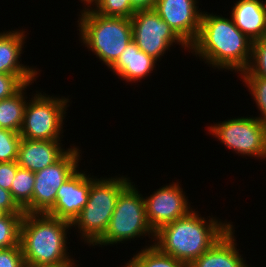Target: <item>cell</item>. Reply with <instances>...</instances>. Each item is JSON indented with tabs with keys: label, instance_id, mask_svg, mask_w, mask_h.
I'll use <instances>...</instances> for the list:
<instances>
[{
	"label": "cell",
	"instance_id": "d4e9b609",
	"mask_svg": "<svg viewBox=\"0 0 266 267\" xmlns=\"http://www.w3.org/2000/svg\"><path fill=\"white\" fill-rule=\"evenodd\" d=\"M245 87L249 89L250 94L254 98L258 110L261 115L258 118L260 121L266 123V78L260 76H241Z\"/></svg>",
	"mask_w": 266,
	"mask_h": 267
},
{
	"label": "cell",
	"instance_id": "2e32d148",
	"mask_svg": "<svg viewBox=\"0 0 266 267\" xmlns=\"http://www.w3.org/2000/svg\"><path fill=\"white\" fill-rule=\"evenodd\" d=\"M230 17L252 42L266 36V0H238Z\"/></svg>",
	"mask_w": 266,
	"mask_h": 267
},
{
	"label": "cell",
	"instance_id": "6da1fadb",
	"mask_svg": "<svg viewBox=\"0 0 266 267\" xmlns=\"http://www.w3.org/2000/svg\"><path fill=\"white\" fill-rule=\"evenodd\" d=\"M188 51L214 69L239 74L249 67L252 41L235 26L232 18L203 11L199 34Z\"/></svg>",
	"mask_w": 266,
	"mask_h": 267
},
{
	"label": "cell",
	"instance_id": "7402d4cb",
	"mask_svg": "<svg viewBox=\"0 0 266 267\" xmlns=\"http://www.w3.org/2000/svg\"><path fill=\"white\" fill-rule=\"evenodd\" d=\"M23 214H3L0 217V249L20 245V227Z\"/></svg>",
	"mask_w": 266,
	"mask_h": 267
},
{
	"label": "cell",
	"instance_id": "4316f807",
	"mask_svg": "<svg viewBox=\"0 0 266 267\" xmlns=\"http://www.w3.org/2000/svg\"><path fill=\"white\" fill-rule=\"evenodd\" d=\"M0 267H26L20 245L0 249Z\"/></svg>",
	"mask_w": 266,
	"mask_h": 267
},
{
	"label": "cell",
	"instance_id": "44dd1931",
	"mask_svg": "<svg viewBox=\"0 0 266 267\" xmlns=\"http://www.w3.org/2000/svg\"><path fill=\"white\" fill-rule=\"evenodd\" d=\"M126 264L129 267H188L186 263L162 253L153 244L136 252Z\"/></svg>",
	"mask_w": 266,
	"mask_h": 267
},
{
	"label": "cell",
	"instance_id": "cb8c5ba5",
	"mask_svg": "<svg viewBox=\"0 0 266 267\" xmlns=\"http://www.w3.org/2000/svg\"><path fill=\"white\" fill-rule=\"evenodd\" d=\"M239 75L266 78V37L252 42V57L249 67Z\"/></svg>",
	"mask_w": 266,
	"mask_h": 267
},
{
	"label": "cell",
	"instance_id": "9c48e42d",
	"mask_svg": "<svg viewBox=\"0 0 266 267\" xmlns=\"http://www.w3.org/2000/svg\"><path fill=\"white\" fill-rule=\"evenodd\" d=\"M130 19L133 41L154 59L159 61L173 43L190 49L154 9L136 11Z\"/></svg>",
	"mask_w": 266,
	"mask_h": 267
},
{
	"label": "cell",
	"instance_id": "f1b7e54d",
	"mask_svg": "<svg viewBox=\"0 0 266 267\" xmlns=\"http://www.w3.org/2000/svg\"><path fill=\"white\" fill-rule=\"evenodd\" d=\"M18 167L17 161L0 162V187L2 189L10 191Z\"/></svg>",
	"mask_w": 266,
	"mask_h": 267
},
{
	"label": "cell",
	"instance_id": "484cf974",
	"mask_svg": "<svg viewBox=\"0 0 266 267\" xmlns=\"http://www.w3.org/2000/svg\"><path fill=\"white\" fill-rule=\"evenodd\" d=\"M20 133L0 128V162L17 161Z\"/></svg>",
	"mask_w": 266,
	"mask_h": 267
},
{
	"label": "cell",
	"instance_id": "ffe728a7",
	"mask_svg": "<svg viewBox=\"0 0 266 267\" xmlns=\"http://www.w3.org/2000/svg\"><path fill=\"white\" fill-rule=\"evenodd\" d=\"M35 173L22 167H18L15 179L10 188L13 200L24 211L33 213V189Z\"/></svg>",
	"mask_w": 266,
	"mask_h": 267
},
{
	"label": "cell",
	"instance_id": "5b68a950",
	"mask_svg": "<svg viewBox=\"0 0 266 267\" xmlns=\"http://www.w3.org/2000/svg\"><path fill=\"white\" fill-rule=\"evenodd\" d=\"M125 176L92 178L88 202L71 223L81 240L93 246L105 233L120 192L131 182ZM77 227V228H76Z\"/></svg>",
	"mask_w": 266,
	"mask_h": 267
},
{
	"label": "cell",
	"instance_id": "1f68e13d",
	"mask_svg": "<svg viewBox=\"0 0 266 267\" xmlns=\"http://www.w3.org/2000/svg\"><path fill=\"white\" fill-rule=\"evenodd\" d=\"M79 1H82L84 2L83 5L85 6L84 9H88V8H91V6H94V3L97 1V0H79ZM87 6V7H86Z\"/></svg>",
	"mask_w": 266,
	"mask_h": 267
},
{
	"label": "cell",
	"instance_id": "277c9868",
	"mask_svg": "<svg viewBox=\"0 0 266 267\" xmlns=\"http://www.w3.org/2000/svg\"><path fill=\"white\" fill-rule=\"evenodd\" d=\"M78 18L81 43L109 68L132 41L130 18L109 17L83 9Z\"/></svg>",
	"mask_w": 266,
	"mask_h": 267
},
{
	"label": "cell",
	"instance_id": "603a6c76",
	"mask_svg": "<svg viewBox=\"0 0 266 267\" xmlns=\"http://www.w3.org/2000/svg\"><path fill=\"white\" fill-rule=\"evenodd\" d=\"M94 5L90 8L93 12L109 17L131 18L136 12L130 0H97Z\"/></svg>",
	"mask_w": 266,
	"mask_h": 267
},
{
	"label": "cell",
	"instance_id": "ba28073f",
	"mask_svg": "<svg viewBox=\"0 0 266 267\" xmlns=\"http://www.w3.org/2000/svg\"><path fill=\"white\" fill-rule=\"evenodd\" d=\"M228 149L244 157L266 158V123L256 117H238L207 127Z\"/></svg>",
	"mask_w": 266,
	"mask_h": 267
},
{
	"label": "cell",
	"instance_id": "836d02e7",
	"mask_svg": "<svg viewBox=\"0 0 266 267\" xmlns=\"http://www.w3.org/2000/svg\"><path fill=\"white\" fill-rule=\"evenodd\" d=\"M4 213L0 210V217L3 215Z\"/></svg>",
	"mask_w": 266,
	"mask_h": 267
},
{
	"label": "cell",
	"instance_id": "52a82bcc",
	"mask_svg": "<svg viewBox=\"0 0 266 267\" xmlns=\"http://www.w3.org/2000/svg\"><path fill=\"white\" fill-rule=\"evenodd\" d=\"M30 101V102H29ZM70 99L57 98L37 92L28 100L24 121L20 130L21 138L28 140H60L63 132V120ZM61 136V137H60Z\"/></svg>",
	"mask_w": 266,
	"mask_h": 267
},
{
	"label": "cell",
	"instance_id": "ac0fdd59",
	"mask_svg": "<svg viewBox=\"0 0 266 267\" xmlns=\"http://www.w3.org/2000/svg\"><path fill=\"white\" fill-rule=\"evenodd\" d=\"M233 227L188 267H247L246 260L236 247Z\"/></svg>",
	"mask_w": 266,
	"mask_h": 267
},
{
	"label": "cell",
	"instance_id": "7c38bea8",
	"mask_svg": "<svg viewBox=\"0 0 266 267\" xmlns=\"http://www.w3.org/2000/svg\"><path fill=\"white\" fill-rule=\"evenodd\" d=\"M198 0H157L154 10L190 47L196 40L202 11ZM199 9V10H198Z\"/></svg>",
	"mask_w": 266,
	"mask_h": 267
},
{
	"label": "cell",
	"instance_id": "30bf717a",
	"mask_svg": "<svg viewBox=\"0 0 266 267\" xmlns=\"http://www.w3.org/2000/svg\"><path fill=\"white\" fill-rule=\"evenodd\" d=\"M81 150L73 146L55 163L35 172L33 213H48L55 205L57 190L77 170Z\"/></svg>",
	"mask_w": 266,
	"mask_h": 267
},
{
	"label": "cell",
	"instance_id": "4dcf8cb0",
	"mask_svg": "<svg viewBox=\"0 0 266 267\" xmlns=\"http://www.w3.org/2000/svg\"><path fill=\"white\" fill-rule=\"evenodd\" d=\"M157 0H130L135 11L154 9Z\"/></svg>",
	"mask_w": 266,
	"mask_h": 267
},
{
	"label": "cell",
	"instance_id": "f546056e",
	"mask_svg": "<svg viewBox=\"0 0 266 267\" xmlns=\"http://www.w3.org/2000/svg\"><path fill=\"white\" fill-rule=\"evenodd\" d=\"M0 210L4 214H24V211L13 200L10 191L0 187Z\"/></svg>",
	"mask_w": 266,
	"mask_h": 267
},
{
	"label": "cell",
	"instance_id": "e0dca14e",
	"mask_svg": "<svg viewBox=\"0 0 266 267\" xmlns=\"http://www.w3.org/2000/svg\"><path fill=\"white\" fill-rule=\"evenodd\" d=\"M156 62V59L141 51L132 40L108 69L121 80L135 83L152 73Z\"/></svg>",
	"mask_w": 266,
	"mask_h": 267
},
{
	"label": "cell",
	"instance_id": "5bb4252c",
	"mask_svg": "<svg viewBox=\"0 0 266 267\" xmlns=\"http://www.w3.org/2000/svg\"><path fill=\"white\" fill-rule=\"evenodd\" d=\"M26 35L22 30H9L0 33V73L16 75L24 84L36 81L37 69L20 64Z\"/></svg>",
	"mask_w": 266,
	"mask_h": 267
},
{
	"label": "cell",
	"instance_id": "8fae6325",
	"mask_svg": "<svg viewBox=\"0 0 266 267\" xmlns=\"http://www.w3.org/2000/svg\"><path fill=\"white\" fill-rule=\"evenodd\" d=\"M179 184L172 182L156 189L150 196L143 197L147 220L154 232L193 210Z\"/></svg>",
	"mask_w": 266,
	"mask_h": 267
},
{
	"label": "cell",
	"instance_id": "4fadbf2b",
	"mask_svg": "<svg viewBox=\"0 0 266 267\" xmlns=\"http://www.w3.org/2000/svg\"><path fill=\"white\" fill-rule=\"evenodd\" d=\"M90 176L78 169L57 190L55 205L47 214L72 223L88 202Z\"/></svg>",
	"mask_w": 266,
	"mask_h": 267
},
{
	"label": "cell",
	"instance_id": "d6a6232c",
	"mask_svg": "<svg viewBox=\"0 0 266 267\" xmlns=\"http://www.w3.org/2000/svg\"><path fill=\"white\" fill-rule=\"evenodd\" d=\"M76 266H77V264L74 263V262H72V263H70V264H66V265L61 266V267H76Z\"/></svg>",
	"mask_w": 266,
	"mask_h": 267
},
{
	"label": "cell",
	"instance_id": "7a4b0ae2",
	"mask_svg": "<svg viewBox=\"0 0 266 267\" xmlns=\"http://www.w3.org/2000/svg\"><path fill=\"white\" fill-rule=\"evenodd\" d=\"M232 226L231 222H222L221 219L219 221L213 216L206 220L194 209L184 217L166 224L156 231L153 245L162 253L189 266Z\"/></svg>",
	"mask_w": 266,
	"mask_h": 267
},
{
	"label": "cell",
	"instance_id": "d6986e66",
	"mask_svg": "<svg viewBox=\"0 0 266 267\" xmlns=\"http://www.w3.org/2000/svg\"><path fill=\"white\" fill-rule=\"evenodd\" d=\"M32 83L34 82L24 84L11 97L0 100V128L20 133L28 98L24 91Z\"/></svg>",
	"mask_w": 266,
	"mask_h": 267
},
{
	"label": "cell",
	"instance_id": "9a60e30c",
	"mask_svg": "<svg viewBox=\"0 0 266 267\" xmlns=\"http://www.w3.org/2000/svg\"><path fill=\"white\" fill-rule=\"evenodd\" d=\"M61 141L21 138L18 147V166L35 173L52 165L68 151L62 148Z\"/></svg>",
	"mask_w": 266,
	"mask_h": 267
},
{
	"label": "cell",
	"instance_id": "83f0119b",
	"mask_svg": "<svg viewBox=\"0 0 266 267\" xmlns=\"http://www.w3.org/2000/svg\"><path fill=\"white\" fill-rule=\"evenodd\" d=\"M23 85L16 75L0 73V100L11 97Z\"/></svg>",
	"mask_w": 266,
	"mask_h": 267
},
{
	"label": "cell",
	"instance_id": "8992f818",
	"mask_svg": "<svg viewBox=\"0 0 266 267\" xmlns=\"http://www.w3.org/2000/svg\"><path fill=\"white\" fill-rule=\"evenodd\" d=\"M133 183L130 182L120 192L109 225L93 246L120 244L147 235L151 236L152 242L155 241V232L147 220L143 195Z\"/></svg>",
	"mask_w": 266,
	"mask_h": 267
},
{
	"label": "cell",
	"instance_id": "3957f363",
	"mask_svg": "<svg viewBox=\"0 0 266 267\" xmlns=\"http://www.w3.org/2000/svg\"><path fill=\"white\" fill-rule=\"evenodd\" d=\"M69 228L70 222L46 213H24L20 246L25 266L61 267L74 262L67 252Z\"/></svg>",
	"mask_w": 266,
	"mask_h": 267
}]
</instances>
